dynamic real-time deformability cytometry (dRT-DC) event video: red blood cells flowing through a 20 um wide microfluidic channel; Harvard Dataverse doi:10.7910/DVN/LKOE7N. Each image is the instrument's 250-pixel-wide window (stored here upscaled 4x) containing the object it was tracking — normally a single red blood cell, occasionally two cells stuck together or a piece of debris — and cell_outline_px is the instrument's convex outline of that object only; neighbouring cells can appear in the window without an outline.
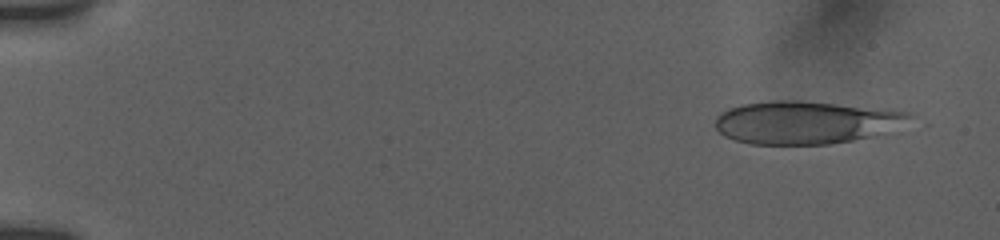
{"species": "human", "species_latin": "Homo sapiens", "temperature_condition": "room temperature", "stored_images_in_passage": 12, "camera_frame_rate_fps": 3000, "um_per_image_px": 0.085, "donor": {"sex": "female"}, "frame": {"image": 1, "passage_image": 6, "time_ms": 1.0, "image_size_px": [1000, 240], "cell_outline_px": [[904, 116], [864, 136], [852, 140], [828, 144], [752, 144], [736, 140], [720, 132], [716, 128], [716, 120], [724, 112], [732, 108], [744, 104], [780, 100], [784, 100], [832, 104], [900, 112]], "centroid_in_image_um": [68.09, 10.42], "position_along_channel_um": 16.9, "area_um2": 44.56}}